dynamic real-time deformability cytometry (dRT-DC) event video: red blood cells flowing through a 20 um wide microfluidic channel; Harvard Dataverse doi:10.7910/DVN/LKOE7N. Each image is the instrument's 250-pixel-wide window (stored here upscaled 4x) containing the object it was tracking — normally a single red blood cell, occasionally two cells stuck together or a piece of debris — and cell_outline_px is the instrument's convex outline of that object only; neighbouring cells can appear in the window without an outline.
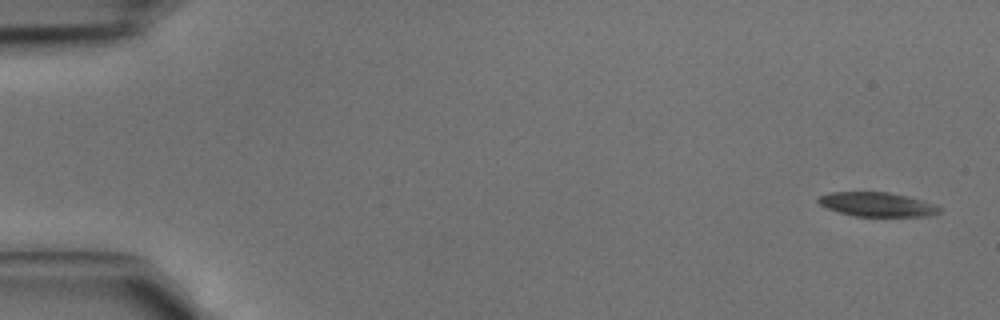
{"species": "common noctule bat (a hibernating species)", "species_latin": "Nyctalus noctula", "temperature_condition": "cold", "stored_images_in_passage": 4, "camera_frame_rate_fps": 3000, "um_per_image_px": 0.085, "animal": {"sex": "male", "body_mass_g": 15.6}, "frame": {"image": 1, "passage_image": 1, "time_ms": 0.0, "image_size_px": [1000, 320], "cell_outline_px": [[940, 212], [932, 216], [856, 216], [840, 212], [828, 208], [820, 204], [816, 200], [820, 196], [828, 192], [888, 192], [908, 196], [924, 200], [940, 208]], "centroid_in_image_um": [74.56, 17.37], "position_along_channel_um": 10.4, "area_um2": 16.99}}
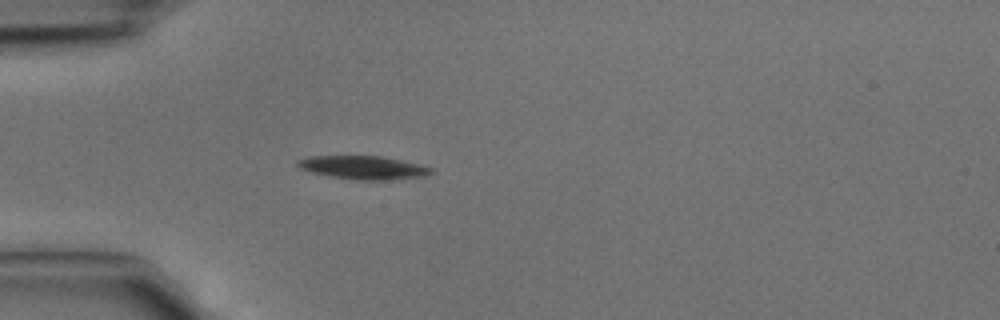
{"frame": {"image": 2, "passage_image": 4, "time_ms": 1.0, "image_size_px": [1000, 320], "cell_outline_px": [[436, 172], [424, 176], [384, 180], [360, 180], [332, 176], [312, 172], [300, 168], [296, 164], [296, 160], [308, 156], [380, 156], [420, 164], [432, 168]], "centroid_in_image_um": [30.89, 14.23], "position_along_channel_um": 54.1, "area_um2": 18.03}}